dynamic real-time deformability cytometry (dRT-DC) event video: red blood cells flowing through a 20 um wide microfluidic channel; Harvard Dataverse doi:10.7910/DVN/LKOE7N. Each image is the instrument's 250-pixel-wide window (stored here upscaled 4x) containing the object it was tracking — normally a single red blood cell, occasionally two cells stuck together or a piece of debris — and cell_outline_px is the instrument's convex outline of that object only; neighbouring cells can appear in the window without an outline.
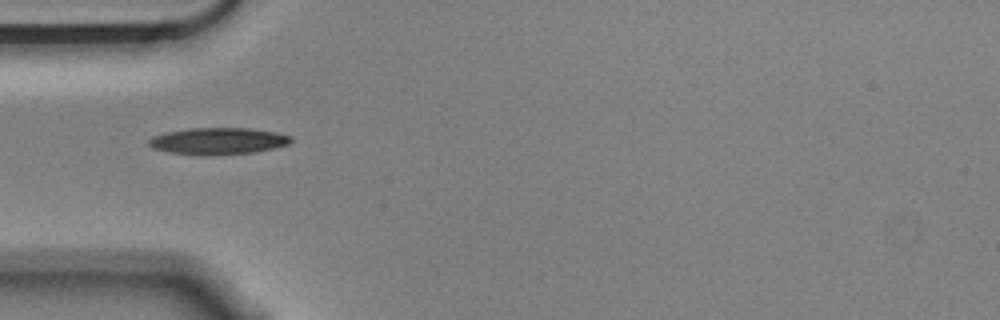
{"species": "Egyptian fruit bat (a non-hibernating species)", "species_latin": "Rousettus aegyptiacus", "temperature_condition": "cold", "stored_images_in_passage": 4, "camera_frame_rate_fps": 3000, "um_per_image_px": 0.085, "animal": {"sex": "male"}, "frame": {"image": 1, "passage_image": 1, "time_ms": 0.0, "image_size_px": [1000, 320], "cell_outline_px": [[292, 140], [288, 144], [272, 148], [252, 152], [212, 156], [204, 156], [168, 152], [152, 148], [148, 144], [148, 140], [152, 136], [168, 132], [192, 128], [252, 128], [276, 132], [292, 136]], "centroid_in_image_um": [18.52, 11.99], "position_along_channel_um": 66.5, "area_um2": 22.25}}